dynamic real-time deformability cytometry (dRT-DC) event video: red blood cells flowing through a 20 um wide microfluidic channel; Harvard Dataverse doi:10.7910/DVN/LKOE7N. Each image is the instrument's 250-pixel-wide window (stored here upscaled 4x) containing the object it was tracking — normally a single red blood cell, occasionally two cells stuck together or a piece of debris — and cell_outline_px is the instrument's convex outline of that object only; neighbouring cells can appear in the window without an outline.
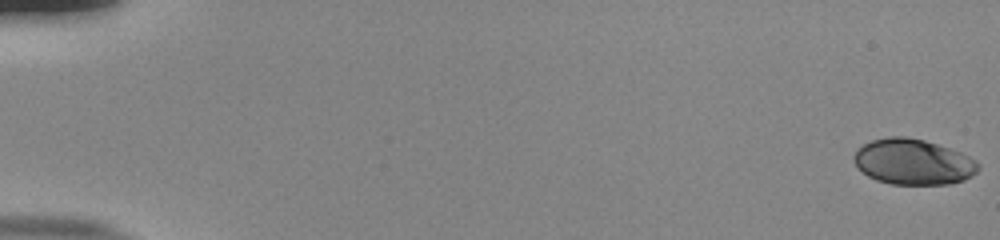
{"species": "human", "species_latin": "Homo sapiens", "temperature_condition": "room temperature", "stored_images_in_passage": 55, "camera_frame_rate_fps": 3000, "um_per_image_px": 0.085, "donor": {"sex": "male"}, "frame": {"image": 1, "passage_image": 1, "time_ms": 0.0, "image_size_px": [1000, 240], "cell_outline_px": [[980, 168], [972, 176], [964, 180], [948, 184], [892, 184], [876, 180], [868, 176], [852, 160], [852, 156], [856, 148], [872, 140], [888, 136], [908, 136], [924, 140], [960, 152], [976, 160], [980, 164]], "centroid_in_image_um": [77.61, 13.75], "position_along_channel_um": 7.4, "area_um2": 33.18}}
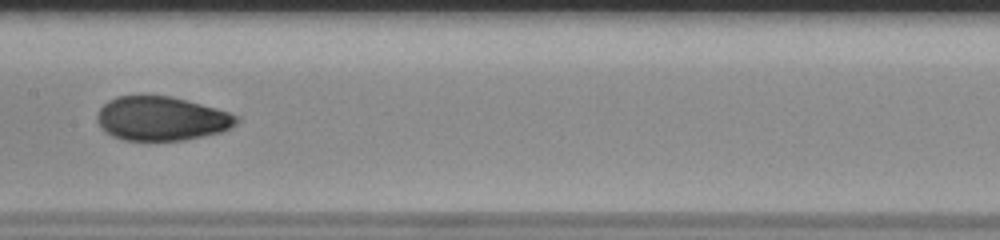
{"frame": {"image": 2, "passage_image": 30, "time_ms": 9.667, "image_size_px": [1000, 240], "cell_outline_px": [[240, 120], [236, 124], [220, 132], [184, 140], [124, 140], [112, 136], [104, 132], [100, 128], [96, 120], [96, 116], [100, 108], [108, 100], [116, 96], [144, 92], [172, 96], [216, 108], [240, 116]], "centroid_in_image_um": [13.67, 10.03], "position_along_channel_um": 193.7, "area_um2": 36.65}}
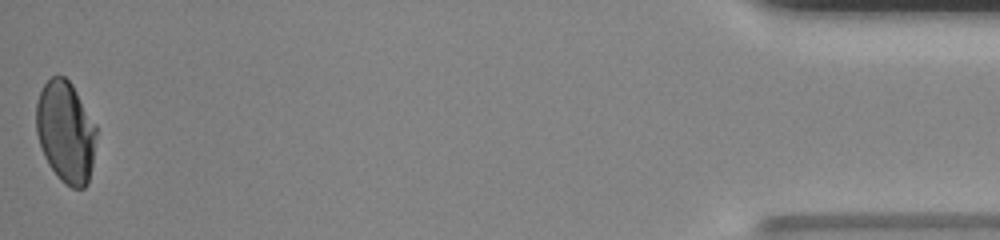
{"frame": {"image": 3, "passage_image": 55, "time_ms": 18.0, "image_size_px": [1000, 240], "cell_outline_px": [[96, 136], [92, 164], [88, 184], [84, 188], [72, 188], [64, 184], [60, 180], [48, 164], [44, 156], [36, 132], [36, 104], [40, 92], [44, 84], [52, 76], [64, 76], [72, 84], [96, 124]], "centroid_in_image_um": [5.58, 11.22], "position_along_channel_um": 429.6, "area_um2": 35.66}, "authors_computed_cell_mechanics": {"area_um2": 35.9516, "velocity_mm_per_s": 3.8376, "shape_relaxation_time_tau1_ms": 5.2149, "shape_relaxation_time_tau2_ms": 0.9085, "deformation_change_tau1": 0.196, "deformation_change_tau2": 0.0488}}